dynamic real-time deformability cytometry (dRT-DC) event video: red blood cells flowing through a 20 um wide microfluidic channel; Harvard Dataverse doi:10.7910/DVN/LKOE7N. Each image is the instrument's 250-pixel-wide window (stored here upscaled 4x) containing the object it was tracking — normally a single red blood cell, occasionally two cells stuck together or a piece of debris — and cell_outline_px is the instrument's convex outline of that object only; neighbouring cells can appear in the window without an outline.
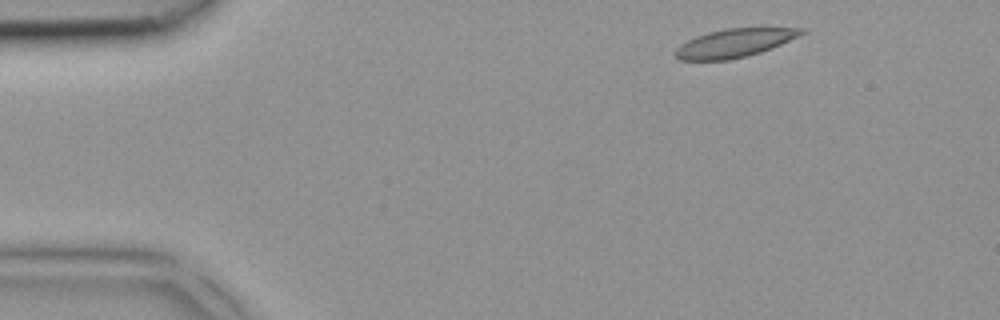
{"species": "common noctule bat (a hibernating species)", "species_latin": "Nyctalus noctula", "temperature_condition": "room temperature", "stored_images_in_passage": 3, "camera_frame_rate_fps": 3000, "um_per_image_px": 0.085, "animal": {"sex": "female", "body_mass_g": 18.4}, "frame": {"image": 1, "passage_image": 1, "time_ms": 0.0, "image_size_px": [1000, 320], "cell_outline_px": [[808, 32], [800, 36], [760, 52], [728, 60], [680, 60], [676, 56], [676, 48], [680, 44], [696, 36], [708, 32], [728, 28], [804, 28]], "centroid_in_image_um": [62.44, 3.65], "position_along_channel_um": 22.6, "area_um2": 20.63}}
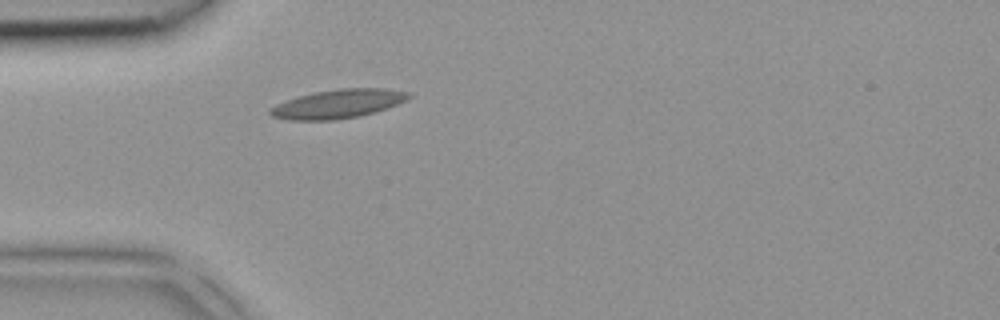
{"frame": {"image": 2, "passage_image": 3, "time_ms": 0.667, "image_size_px": [1000, 320], "cell_outline_px": [[412, 96], [408, 100], [376, 112], [360, 116], [336, 120], [288, 120], [272, 116], [268, 112], [268, 108], [276, 104], [312, 92], [340, 88], [384, 88], [408, 92]], "centroid_in_image_um": [28.74, 8.83], "position_along_channel_um": 56.3, "area_um2": 23.41}}